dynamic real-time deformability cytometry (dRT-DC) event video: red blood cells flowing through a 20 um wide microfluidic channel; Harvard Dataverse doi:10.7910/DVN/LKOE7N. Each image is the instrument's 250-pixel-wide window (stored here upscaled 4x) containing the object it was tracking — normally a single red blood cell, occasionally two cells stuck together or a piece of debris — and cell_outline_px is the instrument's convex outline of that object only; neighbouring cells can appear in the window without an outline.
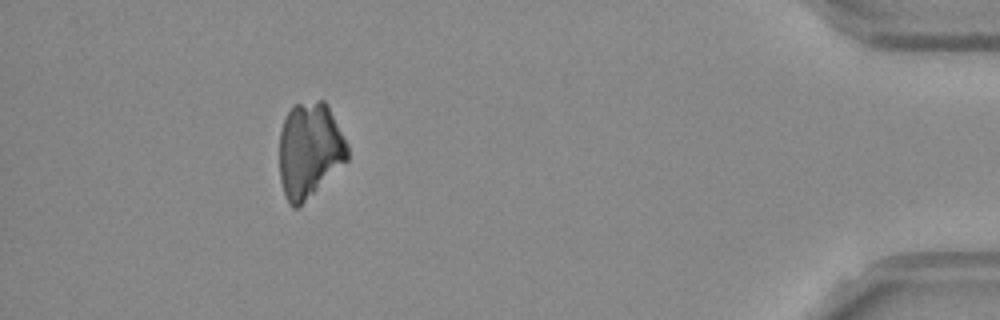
{"species": "Egyptian fruit bat (a non-hibernating species)", "species_latin": "Rousettus aegyptiacus", "temperature_condition": "room temperature", "stored_images_in_passage": 40, "camera_frame_rate_fps": 3000, "um_per_image_px": 0.085, "frame": {"image": 1, "passage_image": 35, "time_ms": 11.333, "image_size_px": [1000, 320], "cell_outline_px": [[348, 160], [296, 208], [292, 208], [288, 204], [280, 180], [280, 132], [284, 120], [288, 112], [296, 104], [316, 100], [324, 100], [328, 104], [348, 144]], "centroid_in_image_um": [26.32, 12.73], "position_along_channel_um": 408.9, "area_um2": 37.57}}